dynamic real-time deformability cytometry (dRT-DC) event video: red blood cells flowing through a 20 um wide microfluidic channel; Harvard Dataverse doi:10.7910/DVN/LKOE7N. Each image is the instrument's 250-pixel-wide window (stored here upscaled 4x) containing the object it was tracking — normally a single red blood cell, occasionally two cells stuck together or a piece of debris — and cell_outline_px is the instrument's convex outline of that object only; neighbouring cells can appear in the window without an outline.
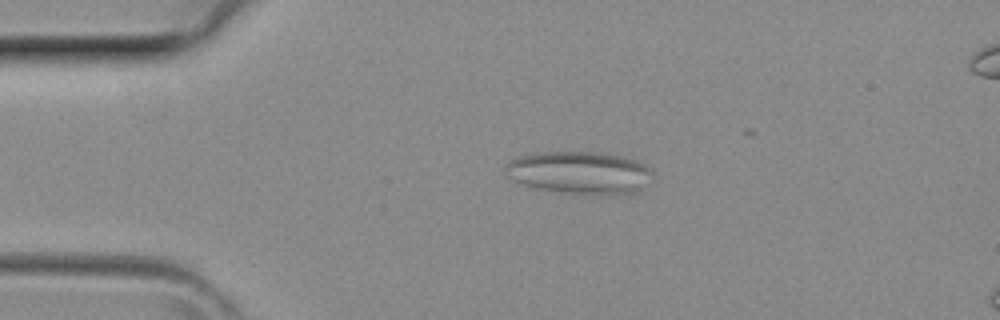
{"species": "common noctule bat (a hibernating species)", "species_latin": "Nyctalus noctula", "temperature_condition": "room temperature", "stored_images_in_passage": 4, "camera_frame_rate_fps": 3000, "um_per_image_px": 0.085, "animal": {"sex": "female", "body_mass_g": 29.2, "forearm_length_mm": 56.3}, "frame": {"image": 1, "passage_image": 2, "time_ms": 0.333, "image_size_px": [1000, 320], "cell_outline_px": [[656, 176], [640, 188], [632, 192], [608, 196], [600, 196], [568, 192], [540, 188], [524, 184], [512, 180], [504, 172], [504, 168], [512, 160], [520, 156], [536, 152], [596, 152], [620, 156], [636, 160], [644, 164]], "centroid_in_image_um": [49.29, 14.68], "position_along_channel_um": 35.7, "area_um2": 36.36}}